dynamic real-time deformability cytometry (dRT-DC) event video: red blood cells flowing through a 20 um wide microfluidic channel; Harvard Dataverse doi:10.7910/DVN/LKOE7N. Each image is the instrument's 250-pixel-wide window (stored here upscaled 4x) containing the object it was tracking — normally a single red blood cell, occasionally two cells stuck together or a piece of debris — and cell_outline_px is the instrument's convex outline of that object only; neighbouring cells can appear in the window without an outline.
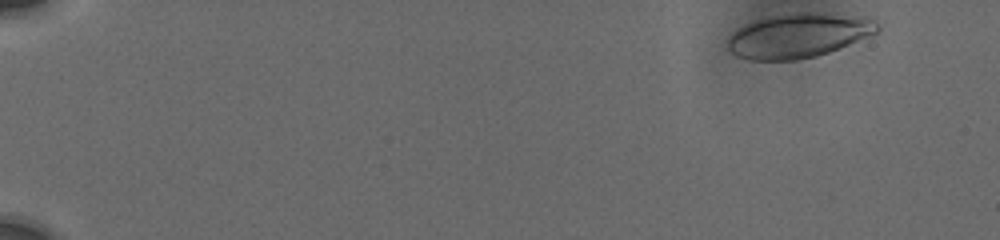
{"species": "human", "species_latin": "Homo sapiens", "temperature_condition": "cold", "stored_images_in_passage": 51, "camera_frame_rate_fps": 3000, "um_per_image_px": 0.085, "donor": {"sex": "male"}, "frame": {"image": 1, "passage_image": 1, "time_ms": 0.0, "image_size_px": [1000, 240], "cell_outline_px": [[880, 28], [876, 32], [868, 36], [840, 48], [816, 56], [796, 60], [748, 60], [736, 56], [728, 48], [728, 36], [736, 28], [760, 20], [776, 16], [800, 12], [816, 12], [872, 20], [880, 24]], "centroid_in_image_um": [67.82, 3.05], "position_along_channel_um": 17.2, "area_um2": 37.92}}
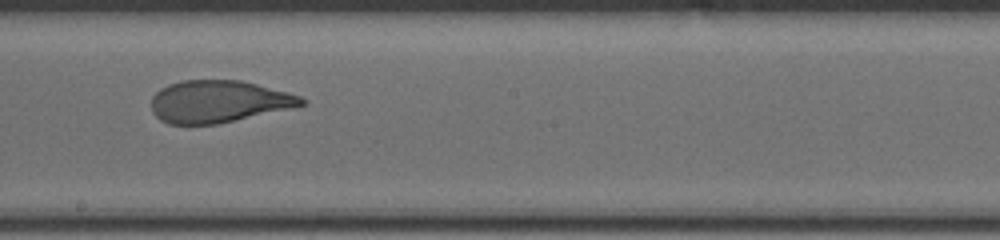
{"frame": {"image": 2, "passage_image": 31, "time_ms": 10.0, "image_size_px": [1000, 240], "cell_outline_px": [[308, 104], [292, 108], [216, 124], [168, 124], [160, 120], [152, 112], [152, 96], [160, 88], [168, 84], [180, 80], [240, 80], [288, 92], [300, 96], [308, 100]], "centroid_in_image_um": [18.58, 8.62], "position_along_channel_um": 229.6, "area_um2": 36.99}}
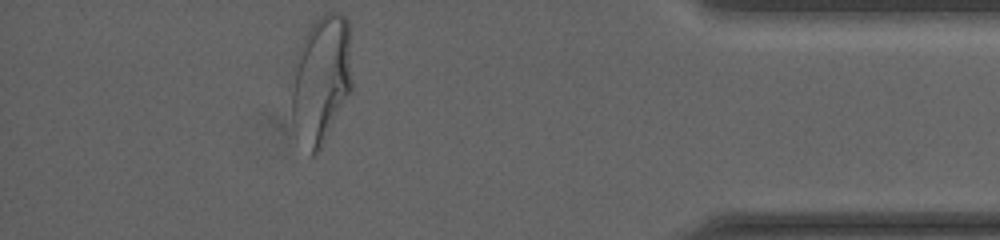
{"frame": {"image": 3, "passage_image": 50, "time_ms": 15.667, "image_size_px": [1000, 240], "cell_outline_px": [[352, 92], [324, 144], [312, 156], [308, 156], [292, 120], [288, 84], [292, 68], [300, 44], [304, 36], [316, 16], [324, 12], [340, 12], [348, 20], [352, 84]], "centroid_in_image_um": [27.27, 6.76], "position_along_channel_um": 407.9, "area_um2": 46.82}, "authors_computed_cell_mechanics": {"area_um2": 37.859, "velocity_mm_per_s": 3.7408, "shape_relaxation_time_tau1_ms": 4.4206, "shape_relaxation_time_tau2_ms": 1.0493, "deformation_change_tau1": 0.1895, "deformation_change_tau2": 0.0783}}